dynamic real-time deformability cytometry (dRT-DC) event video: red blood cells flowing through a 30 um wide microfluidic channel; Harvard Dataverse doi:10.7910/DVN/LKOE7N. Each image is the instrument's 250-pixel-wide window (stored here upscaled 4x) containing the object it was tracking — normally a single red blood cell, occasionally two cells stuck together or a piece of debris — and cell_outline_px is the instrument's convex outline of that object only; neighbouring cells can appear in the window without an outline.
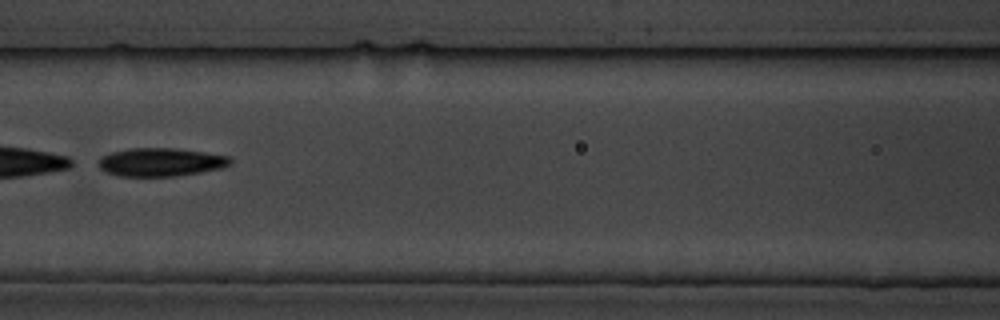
{"species": "common noctule bat (a hibernating species)", "species_latin": "Nyctalus noctula", "temperature_condition": "cold", "stored_images_in_passage": 9, "camera_frame_rate_fps": 3000, "um_per_image_px": 0.085, "animal": {"sex": "male", "body_mass_g": 19.5, "forearm_length_mm": 54.6}, "frame": {"image": 1, "passage_image": 8, "time_ms": 8.333, "image_size_px": [1000, 320], "cell_outline_px": [[232, 164], [220, 168], [200, 172], [176, 176], [116, 176], [104, 172], [100, 168], [100, 156], [112, 152], [128, 148], [176, 148], [204, 152], [228, 156], [232, 160]], "centroid_in_image_um": [13.64, 13.78], "position_along_channel_um": 153.0, "area_um2": 21.79}}